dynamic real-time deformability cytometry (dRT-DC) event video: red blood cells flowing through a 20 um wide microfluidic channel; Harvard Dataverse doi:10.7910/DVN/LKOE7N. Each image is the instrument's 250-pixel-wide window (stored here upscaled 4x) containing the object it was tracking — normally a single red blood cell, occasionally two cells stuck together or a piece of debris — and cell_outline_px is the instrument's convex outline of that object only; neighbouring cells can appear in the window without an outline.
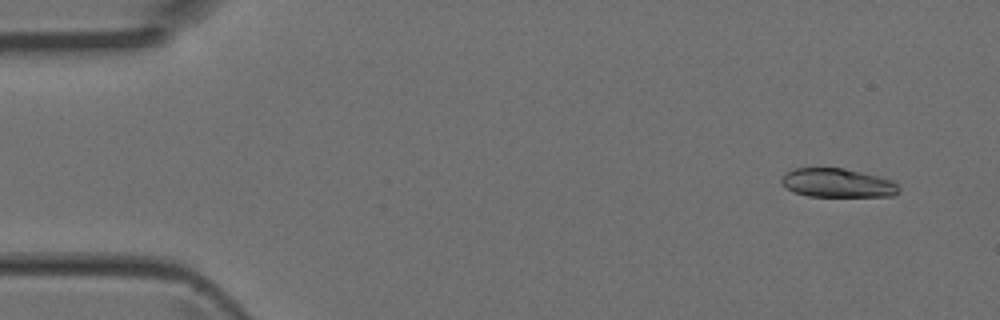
{"species": "Egyptian fruit bat (a non-hibernating species)", "species_latin": "Rousettus aegyptiacus", "temperature_condition": "room temperature", "stored_images_in_passage": 4, "camera_frame_rate_fps": 3000, "um_per_image_px": 0.085, "animal": {"sex": "female"}, "frame": {"image": 1, "passage_image": 1, "time_ms": 0.0, "image_size_px": [1000, 320], "cell_outline_px": [[900, 188], [892, 196], [808, 196], [792, 192], [780, 180], [784, 172], [796, 168], [844, 168], [880, 176], [892, 180]], "centroid_in_image_um": [71.17, 15.54], "position_along_channel_um": 13.8, "area_um2": 19.71}}
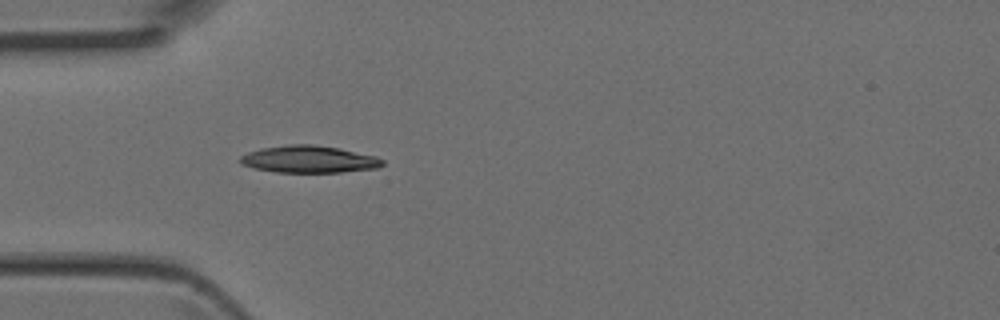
{"frame": {"image": 2, "passage_image": 4, "time_ms": 1.0, "image_size_px": [1000, 320], "cell_outline_px": [[384, 164], [376, 168], [340, 172], [276, 172], [256, 168], [240, 164], [240, 156], [248, 152], [260, 148], [288, 144], [312, 144], [340, 148], [376, 156], [384, 160]], "centroid_in_image_um": [26.26, 13.53], "position_along_channel_um": 58.7, "area_um2": 22.48}}